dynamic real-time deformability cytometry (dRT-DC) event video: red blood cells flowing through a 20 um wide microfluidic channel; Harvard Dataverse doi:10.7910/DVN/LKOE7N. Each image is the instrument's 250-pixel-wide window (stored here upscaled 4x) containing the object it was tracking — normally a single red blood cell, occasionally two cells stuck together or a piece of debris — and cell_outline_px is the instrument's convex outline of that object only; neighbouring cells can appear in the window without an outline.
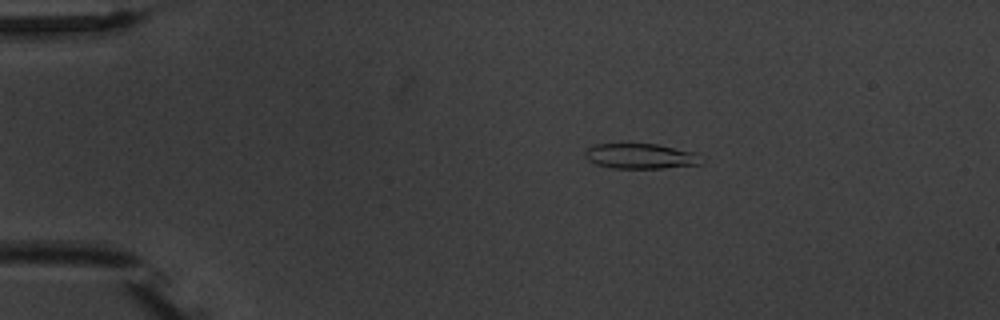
{"species": "common noctule bat (a hibernating species)", "species_latin": "Nyctalus noctula", "temperature_condition": "warm", "stored_images_in_passage": 5, "camera_frame_rate_fps": 3000, "um_per_image_px": 0.085, "animal": {"sex": "male", "body_mass_g": 20.1, "forearm_length_mm": 53.5}, "frame": {"image": 1, "passage_image": 2, "time_ms": 2.333, "image_size_px": [1000, 320], "cell_outline_px": [[700, 164], [664, 168], [612, 168], [596, 164], [588, 160], [584, 156], [584, 152], [588, 148], [596, 144], [656, 144], [696, 152]], "centroid_in_image_um": [54.39, 13.27], "position_along_channel_um": 30.6, "area_um2": 16.88}}
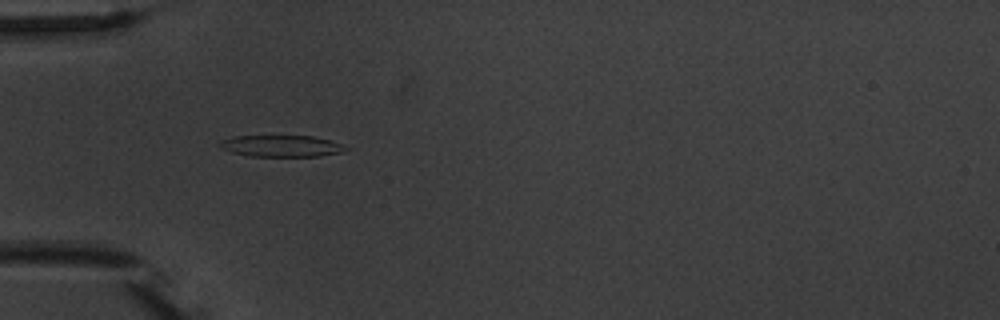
{"frame": {"image": 2, "passage_image": 4, "time_ms": 4.667, "image_size_px": [1000, 320], "cell_outline_px": [[352, 148], [344, 152], [320, 156], [248, 156], [232, 152], [220, 148], [216, 144], [220, 140], [236, 136], [312, 136], [328, 140]], "centroid_in_image_um": [23.9, 12.41], "position_along_channel_um": 61.1, "area_um2": 15.9}}
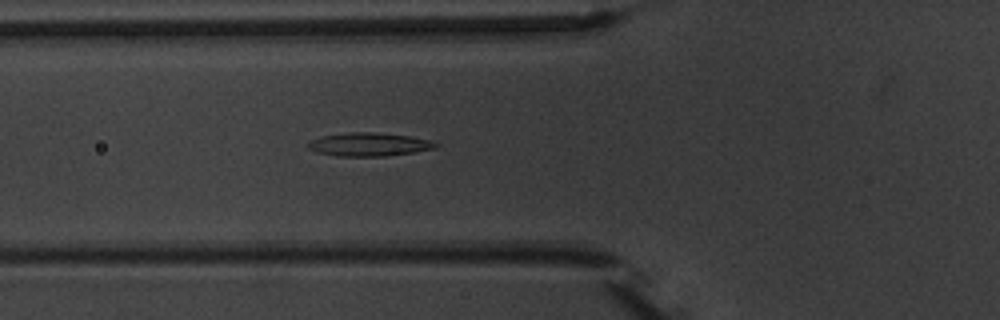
{"frame": {"image": 3, "passage_image": 5, "time_ms": 5.667, "image_size_px": [1000, 320], "cell_outline_px": [[440, 144], [436, 148], [388, 156], [340, 156], [316, 152], [308, 148], [304, 144], [320, 136], [352, 132], [372, 132], [412, 136], [432, 140]], "centroid_in_image_um": [31.38, 12.27], "position_along_channel_um": 94.4, "area_um2": 17.51}}